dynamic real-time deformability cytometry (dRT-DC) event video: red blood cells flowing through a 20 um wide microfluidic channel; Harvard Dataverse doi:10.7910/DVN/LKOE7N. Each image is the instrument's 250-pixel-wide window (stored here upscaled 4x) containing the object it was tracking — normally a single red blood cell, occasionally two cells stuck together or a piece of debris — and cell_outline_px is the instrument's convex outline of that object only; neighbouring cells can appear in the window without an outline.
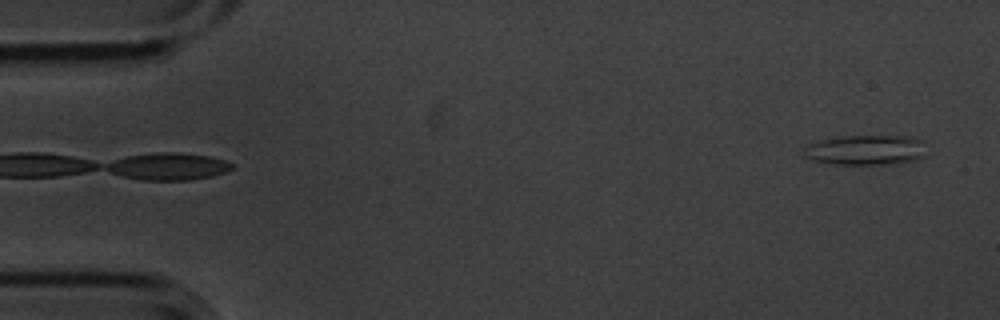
{"species": "common noctule bat (a hibernating species)", "species_latin": "Nyctalus noctula", "temperature_condition": "cold", "stored_images_in_passage": 5, "segment_of_instrument_passage": [2, 2], "camera_frame_rate_fps": 3000, "um_per_image_px": 0.085, "animal": {"sex": "male", "body_mass_g": 20.1, "forearm_length_mm": 53.5}, "frame": {"image": 1, "passage_image": 5, "time_ms": 1.333, "image_size_px": [1000, 320], "cell_outline_px": [[924, 156], [916, 160], [896, 164], [832, 164], [812, 160], [804, 156], [804, 148], [820, 140], [844, 136], [912, 136], [924, 140]], "centroid_in_image_um": [73.65, 12.75], "position_along_channel_um": 11.4, "area_um2": 21.56}}